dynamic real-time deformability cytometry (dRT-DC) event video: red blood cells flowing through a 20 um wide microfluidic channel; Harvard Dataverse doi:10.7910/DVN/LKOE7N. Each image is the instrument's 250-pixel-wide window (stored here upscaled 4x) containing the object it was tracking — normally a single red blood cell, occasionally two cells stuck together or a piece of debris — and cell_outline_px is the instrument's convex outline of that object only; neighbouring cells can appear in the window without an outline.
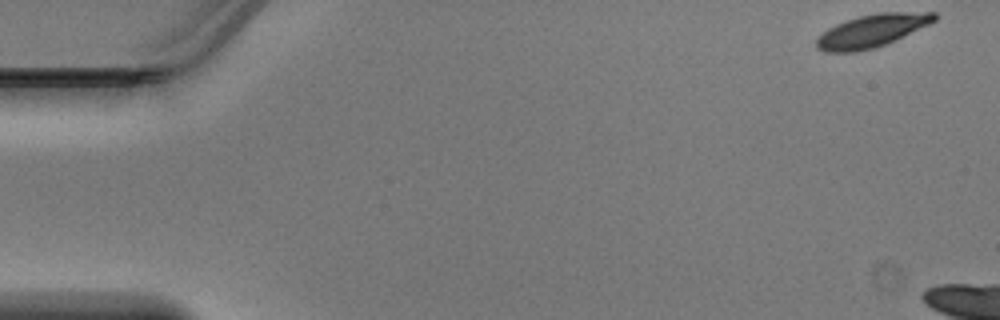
{"species": "Egyptian fruit bat (a non-hibernating species)", "species_latin": "Rousettus aegyptiacus", "temperature_condition": "warm", "stored_images_in_passage": 6, "camera_frame_rate_fps": 3000, "um_per_image_px": 0.085, "animal": {"sex": "male"}, "frame": {"image": 1, "passage_image": 1, "time_ms": 0.0, "image_size_px": [1000, 320], "cell_outline_px": [[940, 16], [936, 20], [928, 24], [884, 44], [872, 48], [856, 52], [824, 52], [816, 48], [816, 40], [828, 28], [844, 20], [876, 12], [936, 12]], "centroid_in_image_um": [74.09, 2.6], "position_along_channel_um": 10.9, "area_um2": 22.25}}